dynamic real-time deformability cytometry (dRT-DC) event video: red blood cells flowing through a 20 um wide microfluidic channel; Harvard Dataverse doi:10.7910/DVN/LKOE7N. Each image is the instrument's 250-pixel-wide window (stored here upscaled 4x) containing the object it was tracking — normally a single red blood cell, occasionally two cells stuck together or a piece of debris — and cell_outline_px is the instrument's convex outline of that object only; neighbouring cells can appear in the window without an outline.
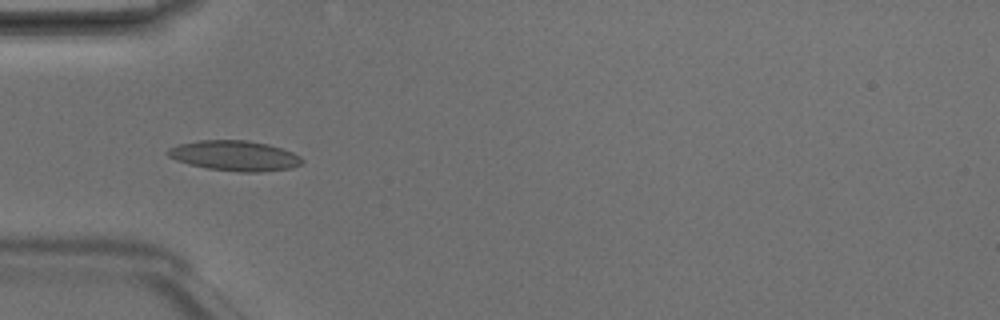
{"species": "Egyptian fruit bat (a non-hibernating species)", "species_latin": "Rousettus aegyptiacus", "temperature_condition": "room temperature", "stored_images_in_passage": 5, "camera_frame_rate_fps": 3000, "um_per_image_px": 0.085, "animal": {"sex": "male"}, "frame": {"image": 1, "passage_image": 5, "time_ms": 1.333, "image_size_px": [1000, 320], "cell_outline_px": [[304, 160], [300, 164], [292, 168], [260, 172], [240, 172], [208, 168], [188, 164], [176, 160], [168, 156], [164, 152], [168, 148], [180, 144], [200, 140], [248, 140], [268, 144], [292, 152], [300, 156]], "centroid_in_image_um": [19.93, 13.23], "position_along_channel_um": 65.1, "area_um2": 23.64}}